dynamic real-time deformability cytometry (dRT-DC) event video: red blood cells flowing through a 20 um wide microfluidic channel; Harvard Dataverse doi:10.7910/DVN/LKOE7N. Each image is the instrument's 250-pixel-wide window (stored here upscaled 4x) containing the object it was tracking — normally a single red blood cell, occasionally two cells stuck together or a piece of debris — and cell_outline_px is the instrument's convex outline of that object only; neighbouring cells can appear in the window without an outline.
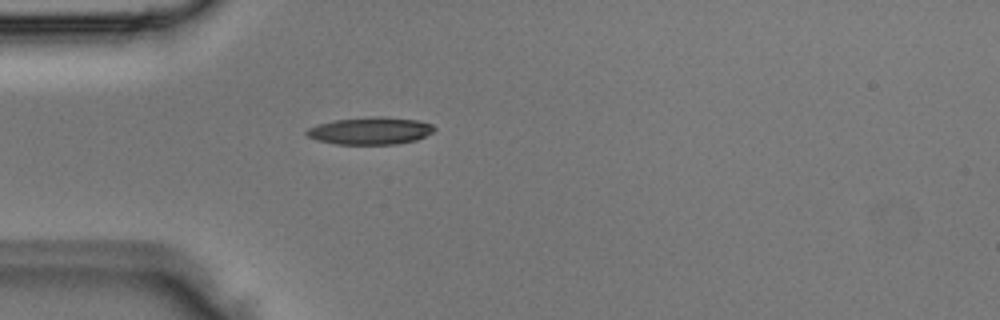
{"species": "Egyptian fruit bat (a non-hibernating species)", "species_latin": "Rousettus aegyptiacus", "temperature_condition": "room temperature", "stored_images_in_passage": 1, "camera_frame_rate_fps": 3000, "um_per_image_px": 0.085, "animal": {"sex": "male"}, "frame": {"image": 1, "passage_image": 1, "time_ms": 0.0, "image_size_px": [1000, 320], "cell_outline_px": [[436, 128], [432, 132], [416, 140], [396, 144], [336, 144], [316, 140], [308, 136], [304, 132], [308, 128], [320, 124], [336, 120], [372, 116], [384, 116], [416, 120], [432, 124]], "centroid_in_image_um": [31.48, 11.11], "position_along_channel_um": 53.5, "area_um2": 20.23}}